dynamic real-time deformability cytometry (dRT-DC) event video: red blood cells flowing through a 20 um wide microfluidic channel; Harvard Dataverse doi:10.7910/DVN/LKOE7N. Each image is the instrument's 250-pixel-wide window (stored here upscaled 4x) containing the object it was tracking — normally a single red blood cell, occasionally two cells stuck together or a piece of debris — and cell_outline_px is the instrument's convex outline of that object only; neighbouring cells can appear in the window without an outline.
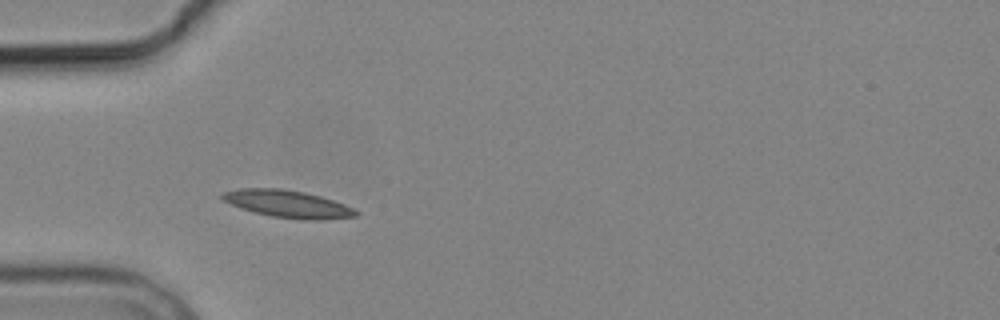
{"species": "common noctule bat (a hibernating species)", "species_latin": "Nyctalus noctula", "temperature_condition": "cold", "stored_images_in_passage": 4, "camera_frame_rate_fps": 3000, "um_per_image_px": 0.085, "animal": {"sex": "male", "body_mass_g": 19.2, "forearm_length_mm": 51.8}, "frame": {"image": 1, "passage_image": 3, "time_ms": 3.333, "image_size_px": [1000, 320], "cell_outline_px": [[360, 212], [356, 216], [324, 220], [300, 220], [272, 216], [240, 208], [224, 200], [220, 196], [224, 192], [240, 188], [284, 188], [304, 192], [320, 196], [344, 204]], "centroid_in_image_um": [24.48, 17.33], "position_along_channel_um": 60.5, "area_um2": 21.21}}
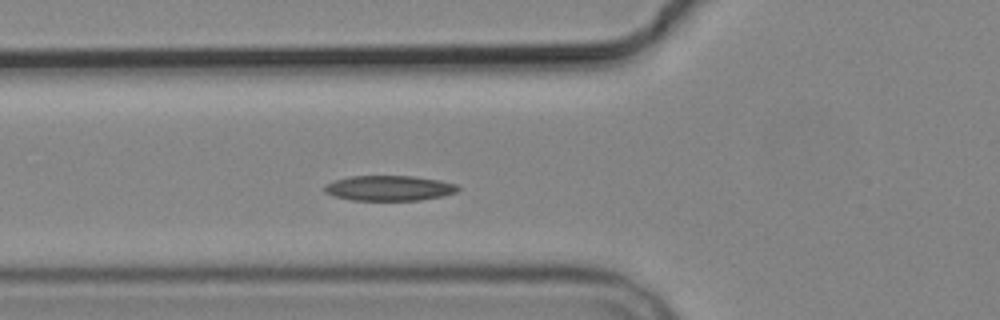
{"frame": {"image": 2, "passage_image": 4, "time_ms": 4.333, "image_size_px": [1000, 320], "cell_outline_px": [[460, 188], [456, 192], [440, 196], [420, 200], [352, 200], [336, 196], [324, 192], [324, 184], [348, 176], [416, 176], [440, 180], [456, 184]], "centroid_in_image_um": [33.07, 15.98], "position_along_channel_um": 92.7, "area_um2": 19.54}}